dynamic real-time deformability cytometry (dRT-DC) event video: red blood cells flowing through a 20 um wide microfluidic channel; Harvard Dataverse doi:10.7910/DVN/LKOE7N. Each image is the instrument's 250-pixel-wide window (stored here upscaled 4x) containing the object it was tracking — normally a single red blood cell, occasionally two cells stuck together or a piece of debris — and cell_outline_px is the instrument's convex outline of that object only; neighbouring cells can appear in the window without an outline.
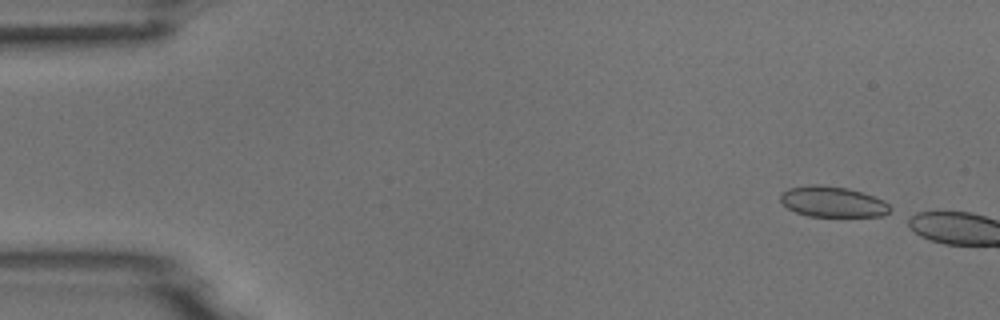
{"species": "common noctule bat (a hibernating species)", "species_latin": "Nyctalus noctula", "temperature_condition": "room temperature", "stored_images_in_passage": 2, "camera_frame_rate_fps": 3000, "um_per_image_px": 0.085, "animal": {"sex": "male", "body_mass_g": 18.8}, "frame": {"image": 1, "passage_image": 1, "time_ms": 0.0, "image_size_px": [1000, 320], "cell_outline_px": [[892, 212], [884, 216], [808, 216], [796, 212], [788, 208], [780, 200], [780, 192], [788, 188], [812, 184], [820, 184], [848, 188], [884, 200], [892, 208]], "centroid_in_image_um": [70.78, 17.15], "position_along_channel_um": 14.2, "area_um2": 19.71}}